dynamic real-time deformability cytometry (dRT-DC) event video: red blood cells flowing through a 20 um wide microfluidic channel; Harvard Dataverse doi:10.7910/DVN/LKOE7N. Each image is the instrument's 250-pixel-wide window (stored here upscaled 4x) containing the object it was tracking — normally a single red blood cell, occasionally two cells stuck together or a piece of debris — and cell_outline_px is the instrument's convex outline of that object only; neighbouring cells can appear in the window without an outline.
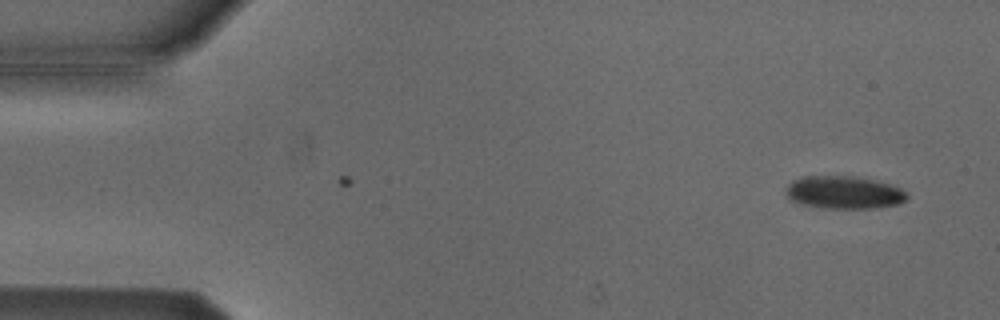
{"species": "Egyptian fruit bat (a non-hibernating species)", "species_latin": "Rousettus aegyptiacus", "temperature_condition": "cold", "stored_images_in_passage": 4, "camera_frame_rate_fps": 3000, "um_per_image_px": 0.085, "animal": {"sex": "male"}, "frame": {"image": 1, "passage_image": 1, "time_ms": 0.0, "image_size_px": [1000, 320], "cell_outline_px": [[908, 196], [900, 204], [876, 208], [820, 208], [804, 204], [792, 200], [784, 192], [784, 188], [792, 180], [804, 176], [852, 176], [872, 180], [888, 184], [900, 188], [908, 192]], "centroid_in_image_um": [71.72, 16.36], "position_along_channel_um": 13.3, "area_um2": 23.12}}